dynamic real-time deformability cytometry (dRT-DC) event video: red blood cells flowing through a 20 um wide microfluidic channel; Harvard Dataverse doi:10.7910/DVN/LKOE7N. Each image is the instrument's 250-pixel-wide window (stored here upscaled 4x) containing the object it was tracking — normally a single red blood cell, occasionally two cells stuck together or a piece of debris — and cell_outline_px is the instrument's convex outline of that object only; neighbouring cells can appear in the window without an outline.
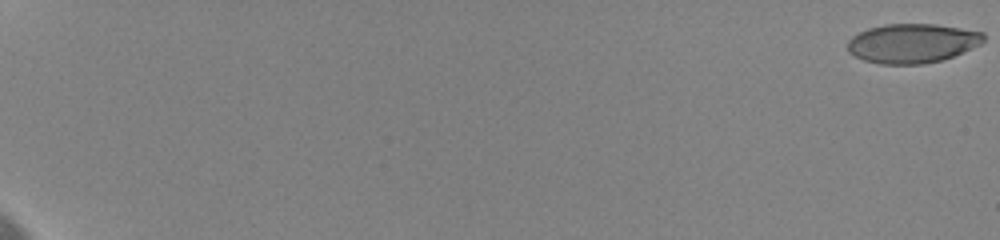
{"species": "human", "species_latin": "Homo sapiens", "temperature_condition": "cold", "stored_images_in_passage": 54, "camera_frame_rate_fps": 3000, "um_per_image_px": 0.085, "donor": {"sex": "female"}, "frame": {"image": 1, "passage_image": 1, "time_ms": 0.0, "image_size_px": [1000, 240], "cell_outline_px": [[984, 40], [980, 44], [952, 56], [940, 60], [920, 64], [880, 64], [864, 60], [848, 52], [848, 40], [852, 36], [868, 28], [884, 24], [936, 24], [984, 32]], "centroid_in_image_um": [77.52, 3.67], "position_along_channel_um": 7.5, "area_um2": 30.92}}
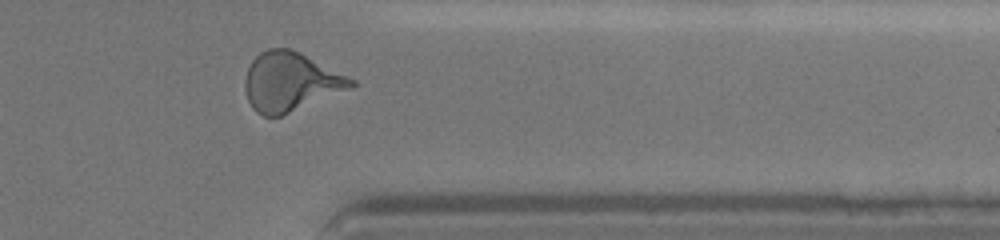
{"frame": {"image": 2, "passage_image": 45, "time_ms": 17.0, "image_size_px": [1000, 240], "cell_outline_px": [[356, 84], [352, 88], [280, 116], [264, 116], [256, 112], [252, 108], [248, 100], [244, 88], [244, 80], [248, 68], [252, 60], [260, 52], [268, 48], [288, 48], [300, 52], [356, 80]], "centroid_in_image_um": [24.67, 6.95], "position_along_channel_um": 386.7, "area_um2": 36.36}}
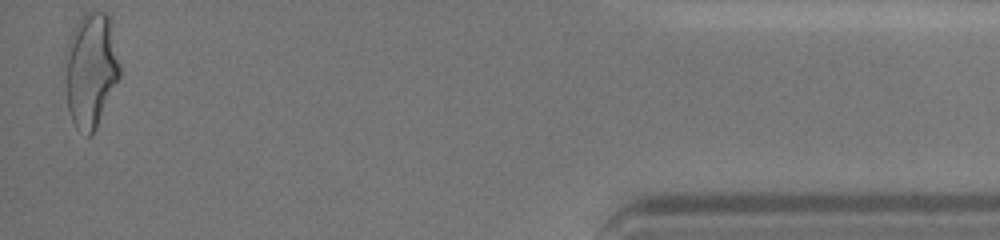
{"frame": {"image": 3, "passage_image": 54, "time_ms": 19.667, "image_size_px": [1000, 240], "cell_outline_px": [[120, 76], [96, 128], [92, 136], [88, 136], [76, 128], [68, 112], [68, 40], [80, 16], [88, 12], [108, 12], [120, 68]], "centroid_in_image_um": [7.76, 5.96], "position_along_channel_um": 427.4, "area_um2": 35.37}, "authors_computed_cell_mechanics": {"area_um2": 33.8997, "velocity_mm_per_s": 3.6085, "shape_relaxation_time_tau1_ms": 6.757, "shape_relaxation_time_tau2_ms": 1.0211, "deformation_change_tau1": 0.191, "deformation_change_tau2": 0.0978}}